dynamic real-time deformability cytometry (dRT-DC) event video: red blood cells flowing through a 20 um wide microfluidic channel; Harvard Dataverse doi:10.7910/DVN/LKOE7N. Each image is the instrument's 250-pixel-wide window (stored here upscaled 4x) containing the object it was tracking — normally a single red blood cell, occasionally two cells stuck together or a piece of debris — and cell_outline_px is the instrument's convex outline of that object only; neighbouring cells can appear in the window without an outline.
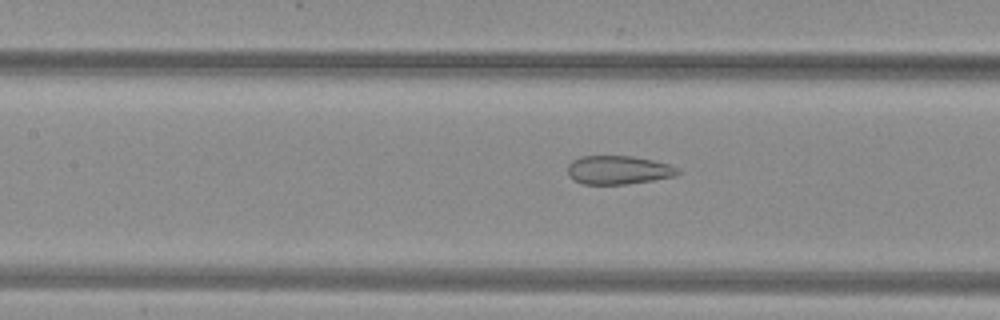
{"species": "common noctule bat (a hibernating species)", "species_latin": "Nyctalus noctula", "temperature_condition": "warm", "stored_images_in_passage": 36, "camera_frame_rate_fps": 3000, "um_per_image_px": 0.085, "animal": {"sex": "female", "body_mass_g": 29.2, "forearm_length_mm": 56.3}, "frame": {"image": 1, "passage_image": 9, "time_ms": 2.667, "image_size_px": [1000, 320], "cell_outline_px": [[680, 172], [676, 176], [652, 180], [624, 184], [580, 184], [572, 180], [568, 176], [568, 164], [572, 160], [580, 156], [632, 156], [652, 160], [668, 164], [680, 168]], "centroid_in_image_um": [52.53, 14.45], "position_along_channel_um": 154.9, "area_um2": 18.5}}
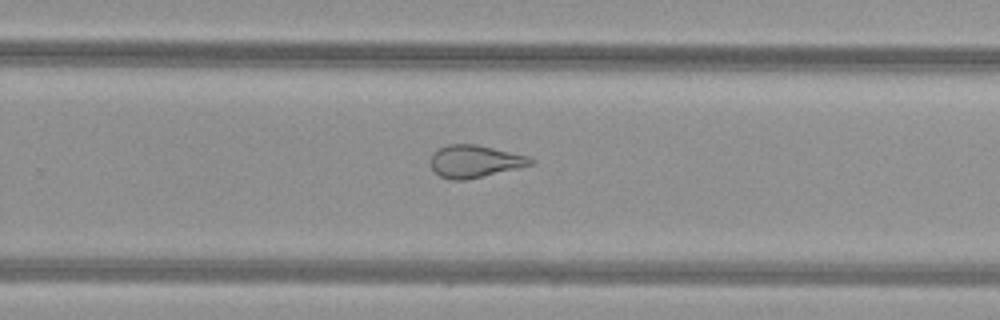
{"frame": {"image": 2, "passage_image": 19, "time_ms": 6.0, "image_size_px": [1000, 320], "cell_outline_px": [[536, 164], [464, 180], [452, 180], [440, 176], [432, 168], [432, 152], [448, 144], [476, 144], [528, 156], [536, 160]], "centroid_in_image_um": [40.39, 13.7], "position_along_channel_um": 289.4, "area_um2": 18.73}}
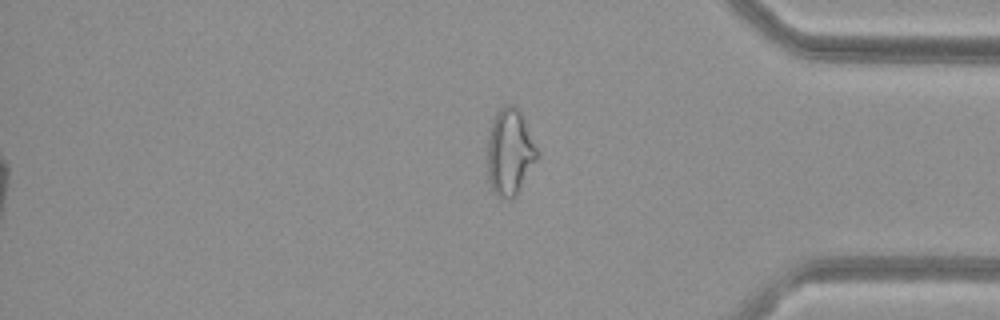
{"frame": {"image": 3, "passage_image": 28, "time_ms": 9.0, "image_size_px": [1000, 320], "cell_outline_px": [[540, 156], [516, 196], [508, 200], [500, 200], [488, 188], [488, 132], [492, 120], [496, 112], [504, 104], [516, 104], [524, 116], [540, 152]], "centroid_in_image_um": [43.35, 12.94], "position_along_channel_um": 391.9, "area_um2": 26.24}, "authors_computed_cell_mechanics": {"area_um2": 20.808, "velocity_mm_per_s": 4.0542, "shape_relaxation_time_tau1_ms": null, "shape_relaxation_time_tau2_ms": 1.1897, "deformation_change_tau1": null, "deformation_change_tau2": 0.0883}}